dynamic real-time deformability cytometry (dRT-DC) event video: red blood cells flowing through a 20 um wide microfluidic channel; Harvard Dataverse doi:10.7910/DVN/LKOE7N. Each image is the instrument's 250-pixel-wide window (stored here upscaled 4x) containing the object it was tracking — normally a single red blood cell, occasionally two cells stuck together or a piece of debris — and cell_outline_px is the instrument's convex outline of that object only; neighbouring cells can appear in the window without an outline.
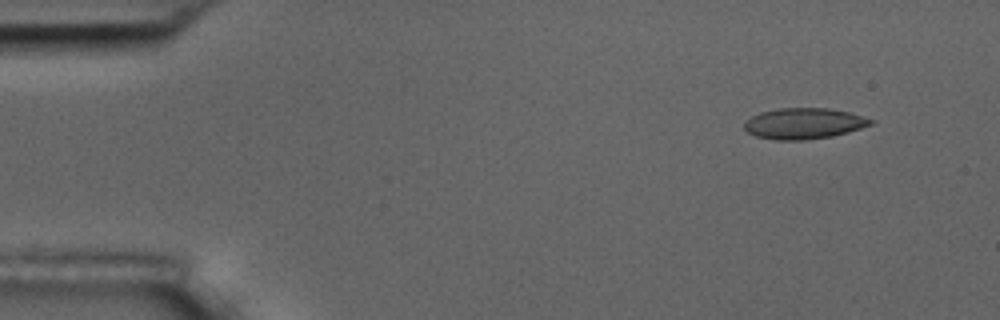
{"species": "common noctule bat (a hibernating species)", "species_latin": "Nyctalus noctula", "temperature_condition": "room temperature", "stored_images_in_passage": 5, "camera_frame_rate_fps": 3000, "um_per_image_px": 0.085, "animal": {"sex": "male", "body_mass_g": 17.5, "forearm_length_mm": 52.3}, "frame": {"image": 1, "passage_image": 2, "time_ms": 1.0, "image_size_px": [1000, 320], "cell_outline_px": [[876, 120], [872, 124], [848, 132], [832, 136], [804, 140], [776, 140], [756, 136], [748, 132], [744, 128], [744, 120], [760, 112], [776, 108], [828, 108], [848, 112]], "centroid_in_image_um": [68.31, 10.49], "position_along_channel_um": 16.7, "area_um2": 22.83}}
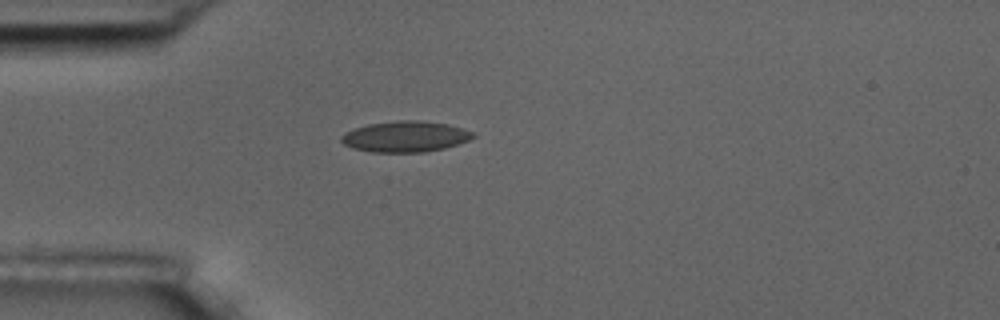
{"frame": {"image": 2, "passage_image": 4, "time_ms": 4.333, "image_size_px": [1000, 320], "cell_outline_px": [[476, 136], [468, 140], [444, 148], [424, 152], [372, 152], [352, 148], [344, 144], [340, 140], [340, 136], [344, 132], [368, 124], [396, 120], [420, 120], [448, 124], [472, 132]], "centroid_in_image_um": [34.41, 11.6], "position_along_channel_um": 50.6, "area_um2": 23.64}}